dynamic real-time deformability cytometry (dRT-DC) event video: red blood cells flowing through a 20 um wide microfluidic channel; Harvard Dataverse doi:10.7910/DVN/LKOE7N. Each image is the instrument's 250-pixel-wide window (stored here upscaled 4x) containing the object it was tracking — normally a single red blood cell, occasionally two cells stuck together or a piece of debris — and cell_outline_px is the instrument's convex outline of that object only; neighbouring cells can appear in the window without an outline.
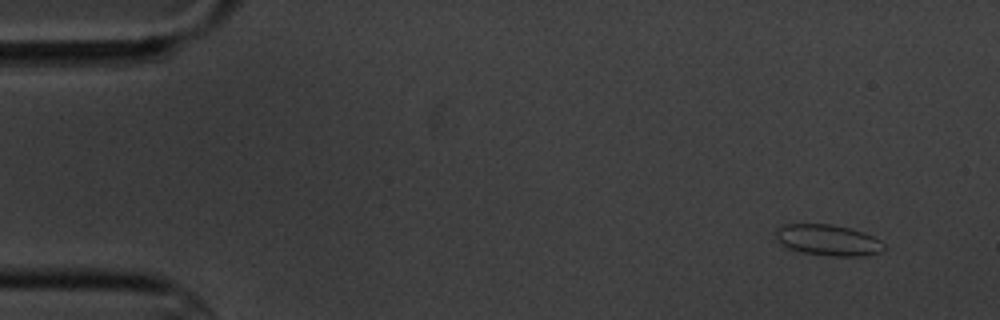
{"species": "common noctule bat (a hibernating species)", "species_latin": "Nyctalus noctula", "temperature_condition": "cold", "stored_images_in_passage": 15, "camera_frame_rate_fps": 3000, "um_per_image_px": 0.085, "animal": {"sex": "male", "body_mass_g": 20.1, "forearm_length_mm": 53.5}, "frame": {"image": 1, "passage_image": 1, "time_ms": 0.0, "image_size_px": [1000, 320], "cell_outline_px": [[884, 248], [880, 252], [864, 256], [828, 256], [800, 252], [788, 248], [780, 244], [776, 236], [776, 228], [784, 224], [832, 224], [852, 228], [864, 232], [880, 240], [884, 244]], "centroid_in_image_um": [70.37, 20.41], "position_along_channel_um": 14.6, "area_um2": 19.77}}
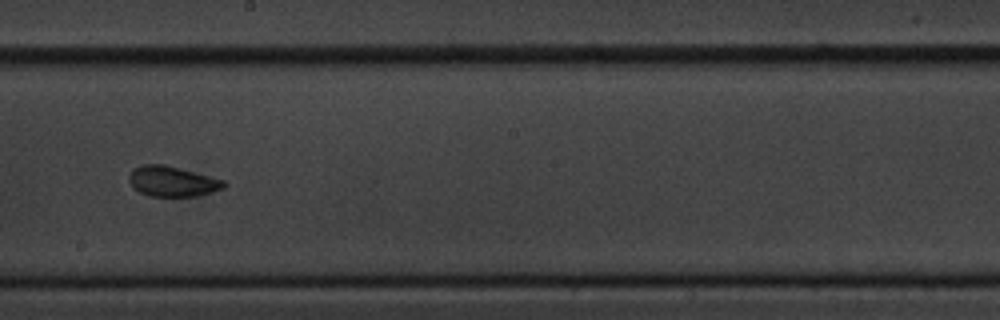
{"frame": {"image": 2, "passage_image": 8, "time_ms": 9.333, "image_size_px": [1000, 320], "cell_outline_px": [[228, 184], [224, 188], [212, 192], [196, 196], [148, 196], [132, 188], [128, 180], [128, 176], [136, 168], [144, 164], [164, 164], [224, 180]], "centroid_in_image_um": [14.65, 15.43], "position_along_channel_um": 233.6, "area_um2": 16.7}}
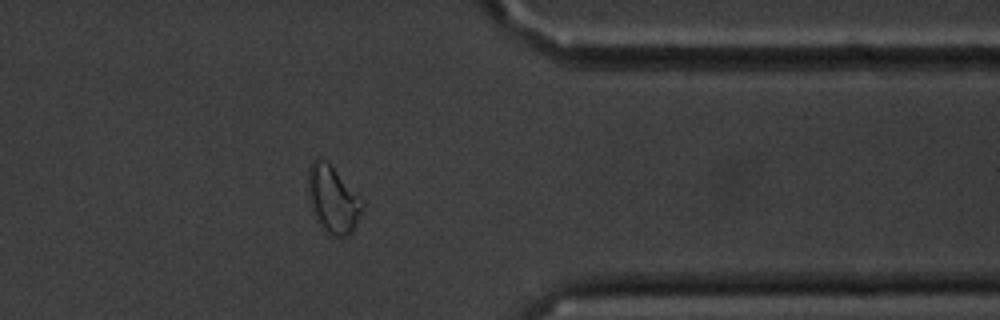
{"frame": {"image": 3, "passage_image": 12, "time_ms": 14.0, "image_size_px": [1000, 320], "cell_outline_px": [[364, 208], [352, 232], [348, 236], [328, 236], [320, 228], [316, 220], [308, 196], [308, 168], [312, 160], [316, 156], [320, 156], [328, 160], [364, 200]], "centroid_in_image_um": [28.29, 16.92], "position_along_channel_um": 383.1, "area_um2": 22.08}}